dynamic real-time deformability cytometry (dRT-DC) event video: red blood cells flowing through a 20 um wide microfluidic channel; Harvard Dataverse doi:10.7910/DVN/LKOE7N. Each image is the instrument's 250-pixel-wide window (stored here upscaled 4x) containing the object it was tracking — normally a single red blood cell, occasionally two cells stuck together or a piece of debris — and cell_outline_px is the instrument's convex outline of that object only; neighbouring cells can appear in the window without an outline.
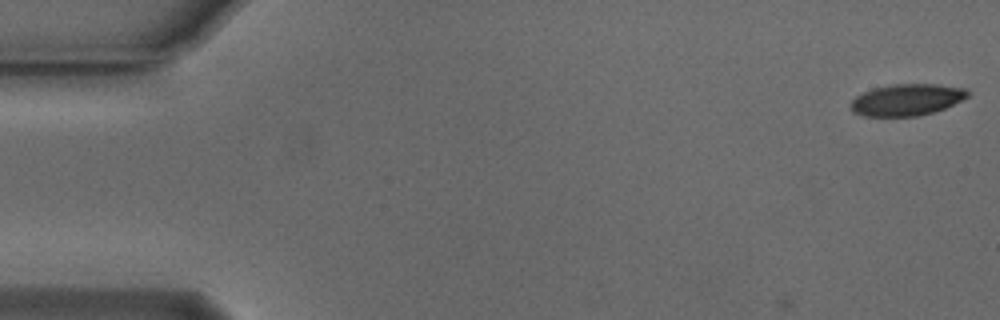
{"species": "Egyptian fruit bat (a non-hibernating species)", "species_latin": "Rousettus aegyptiacus", "temperature_condition": "cold", "stored_images_in_passage": 9, "camera_frame_rate_fps": 3000, "um_per_image_px": 0.085, "animal": {"sex": "male"}, "frame": {"image": 1, "passage_image": 1, "time_ms": 0.0, "image_size_px": [1000, 320], "cell_outline_px": [[968, 96], [944, 108], [932, 112], [916, 116], [864, 116], [852, 112], [852, 100], [856, 96], [864, 92], [876, 88], [892, 84], [936, 84], [964, 88], [968, 92]], "centroid_in_image_um": [77.05, 8.48], "position_along_channel_um": 7.9, "area_um2": 21.15}}